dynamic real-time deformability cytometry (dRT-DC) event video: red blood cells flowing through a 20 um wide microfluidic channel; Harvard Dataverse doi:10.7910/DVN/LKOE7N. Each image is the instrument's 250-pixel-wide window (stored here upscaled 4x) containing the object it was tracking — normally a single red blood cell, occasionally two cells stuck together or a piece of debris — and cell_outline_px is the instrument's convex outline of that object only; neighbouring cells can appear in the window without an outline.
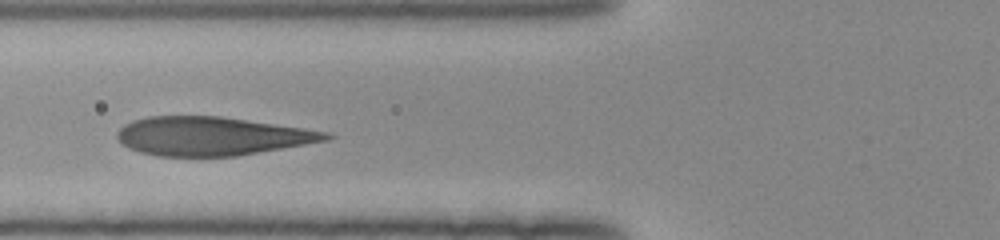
{"species": "human", "species_latin": "Homo sapiens", "temperature_condition": "room temperature", "stored_images_in_passage": 14, "camera_frame_rate_fps": 3000, "um_per_image_px": 0.085, "donor": {"sex": "female"}, "frame": {"image": 1, "passage_image": 5, "time_ms": 1.333, "image_size_px": [1000, 240], "cell_outline_px": [[336, 136], [328, 140], [236, 156], [156, 156], [140, 152], [128, 148], [116, 136], [116, 132], [124, 124], [132, 120], [148, 116], [220, 116], [328, 132]], "centroid_in_image_um": [17.95, 11.57], "position_along_channel_um": 107.8, "area_um2": 46.7}}
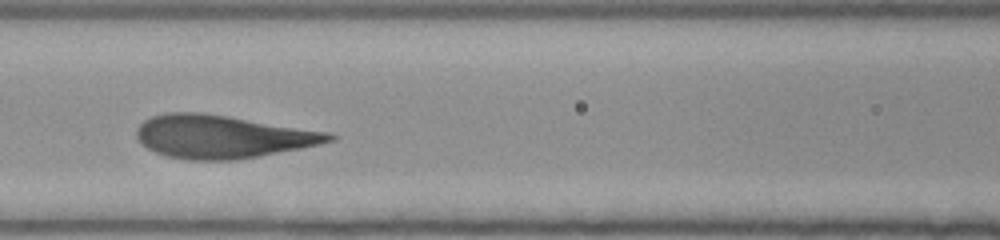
{"frame": {"image": 2, "passage_image": 8, "time_ms": 2.333, "image_size_px": [1000, 240], "cell_outline_px": [[340, 136], [336, 140], [320, 144], [300, 148], [236, 160], [192, 160], [168, 156], [156, 152], [140, 144], [136, 136], [136, 128], [144, 120], [152, 116], [164, 112], [200, 112], [228, 116], [324, 132]], "centroid_in_image_um": [18.83, 11.61], "position_along_channel_um": 147.8, "area_um2": 47.92}}